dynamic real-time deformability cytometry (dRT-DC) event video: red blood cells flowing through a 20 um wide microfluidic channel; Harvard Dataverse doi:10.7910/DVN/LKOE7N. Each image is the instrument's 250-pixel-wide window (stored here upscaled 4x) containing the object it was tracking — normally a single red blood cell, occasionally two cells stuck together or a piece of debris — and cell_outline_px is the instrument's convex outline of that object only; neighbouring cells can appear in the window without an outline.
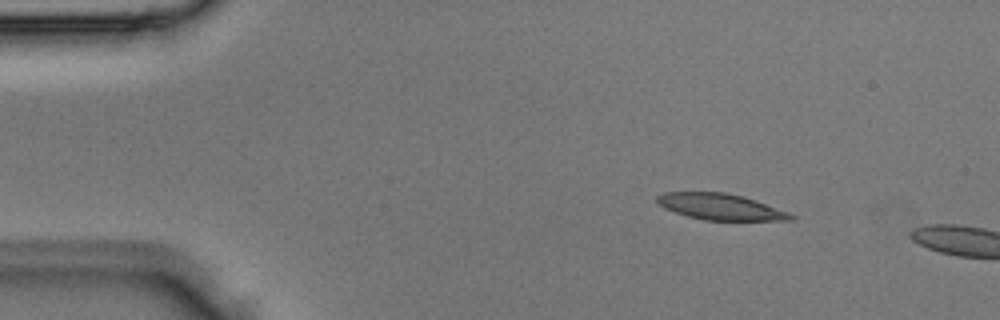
{"species": "Egyptian fruit bat (a non-hibernating species)", "species_latin": "Rousettus aegyptiacus", "temperature_condition": "room temperature", "stored_images_in_passage": 2, "camera_frame_rate_fps": 3000, "um_per_image_px": 0.085, "animal": {"sex": "male"}, "frame": {"image": 1, "passage_image": 1, "time_ms": 0.0, "image_size_px": [1000, 320], "cell_outline_px": [[796, 220], [704, 220], [688, 216], [664, 208], [656, 200], [656, 196], [664, 192], [724, 192], [744, 196], [756, 200], [788, 212], [796, 216]], "centroid_in_image_um": [61.26, 17.57], "position_along_channel_um": 23.7, "area_um2": 20.35}}